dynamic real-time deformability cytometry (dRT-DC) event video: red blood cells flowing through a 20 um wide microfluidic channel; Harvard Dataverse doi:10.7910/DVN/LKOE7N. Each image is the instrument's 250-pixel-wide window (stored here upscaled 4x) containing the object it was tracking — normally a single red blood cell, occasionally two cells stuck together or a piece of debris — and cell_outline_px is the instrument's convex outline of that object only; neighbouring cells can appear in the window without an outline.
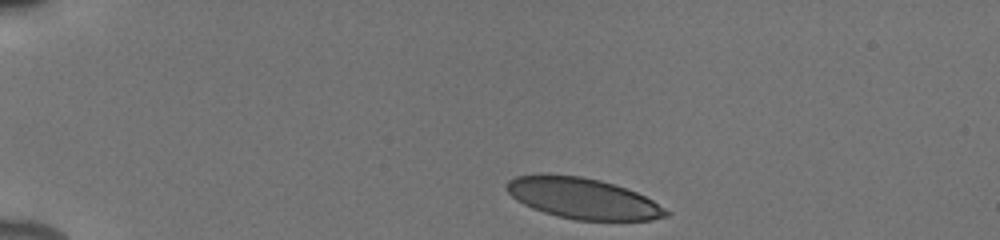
{"species": "human", "species_latin": "Homo sapiens", "temperature_condition": "cold", "stored_images_in_passage": 43, "camera_frame_rate_fps": 3000, "um_per_image_px": 0.085, "donor": {"sex": "male"}, "frame": {"image": 1, "passage_image": 1, "time_ms": 0.0, "image_size_px": [1000, 240], "cell_outline_px": [[672, 212], [668, 216], [652, 220], [576, 220], [556, 216], [532, 208], [516, 200], [504, 188], [508, 180], [516, 176], [540, 172], [580, 176], [600, 180], [636, 192], [652, 200]], "centroid_in_image_um": [49.49, 16.84], "position_along_channel_um": 35.5, "area_um2": 38.26}}
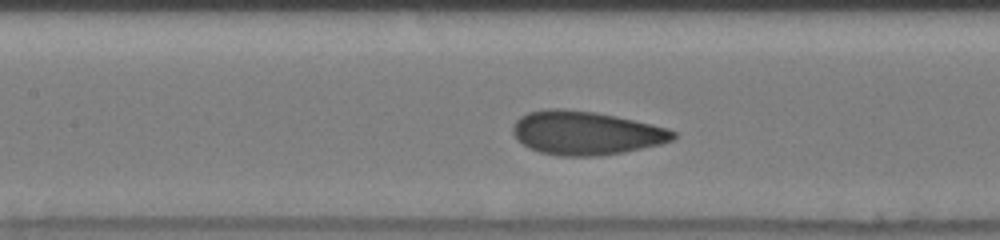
{"frame": {"image": 2, "passage_image": 16, "time_ms": 5.0, "image_size_px": [1000, 240], "cell_outline_px": [[676, 136], [672, 140], [660, 144], [624, 152], [600, 156], [560, 156], [540, 152], [528, 148], [512, 132], [512, 128], [516, 120], [520, 116], [528, 112], [552, 108], [564, 108], [596, 112], [616, 116], [652, 124], [668, 128], [676, 132]], "centroid_in_image_um": [49.8, 11.3], "position_along_channel_um": 157.6, "area_um2": 40.81}}
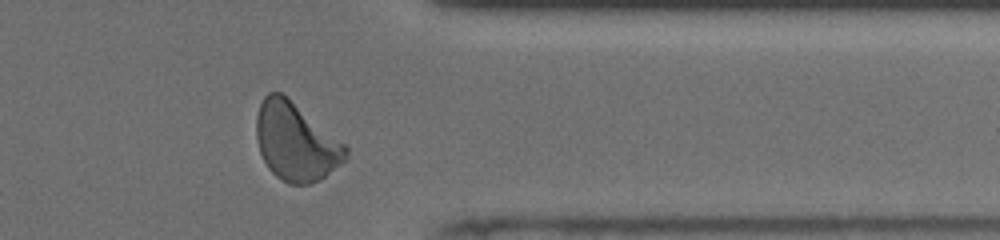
{"frame": {"image": 3, "passage_image": 34, "time_ms": 11.0, "image_size_px": [1000, 240], "cell_outline_px": [[348, 152], [344, 160], [320, 180], [308, 184], [288, 184], [276, 176], [268, 168], [260, 152], [256, 140], [256, 116], [260, 104], [264, 96], [268, 92], [280, 92], [348, 144]], "centroid_in_image_um": [25.15, 12.05], "position_along_channel_um": 386.3, "area_um2": 40.63}, "authors_computed_cell_mechanics": {"area_um2": 39.5352, "velocity_mm_per_s": 3.8873, "shape_relaxation_time_tau1_ms": 3.4344, "shape_relaxation_time_tau2_ms": 0.7517, "deformation_change_tau1": 0.1228, "deformation_change_tau2": 0.0389}}